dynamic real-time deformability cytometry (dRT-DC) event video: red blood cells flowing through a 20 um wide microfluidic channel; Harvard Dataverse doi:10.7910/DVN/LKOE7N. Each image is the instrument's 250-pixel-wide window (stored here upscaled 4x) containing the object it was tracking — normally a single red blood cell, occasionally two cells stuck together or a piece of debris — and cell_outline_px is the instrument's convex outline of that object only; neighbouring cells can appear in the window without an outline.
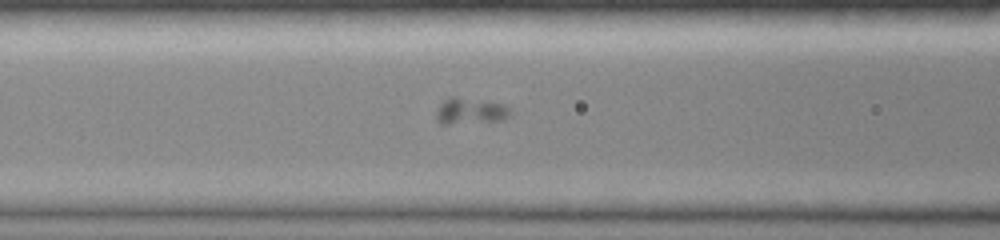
{"species": "common noctule bat (a hibernating species)", "species_latin": "Nyctalus noctula", "temperature_condition": "room temperature", "stored_images_in_passage": 33, "camera_frame_rate_fps": 3000, "um_per_image_px": 0.085, "animal": {"sex": "female", "body_mass_g": 19.0, "forearm_length_mm": 51.5}, "frame": {"image": 1, "passage_image": 5, "time_ms": 1.333, "image_size_px": [1000, 240], "cell_outline_px": [[508, 116], [500, 120], [448, 124], [440, 124], [436, 120], [436, 112], [440, 104], [444, 100], [452, 96], [456, 96], [504, 104], [508, 108]], "centroid_in_image_um": [39.9, 9.43], "position_along_channel_um": 126.7, "area_um2": 11.1}}